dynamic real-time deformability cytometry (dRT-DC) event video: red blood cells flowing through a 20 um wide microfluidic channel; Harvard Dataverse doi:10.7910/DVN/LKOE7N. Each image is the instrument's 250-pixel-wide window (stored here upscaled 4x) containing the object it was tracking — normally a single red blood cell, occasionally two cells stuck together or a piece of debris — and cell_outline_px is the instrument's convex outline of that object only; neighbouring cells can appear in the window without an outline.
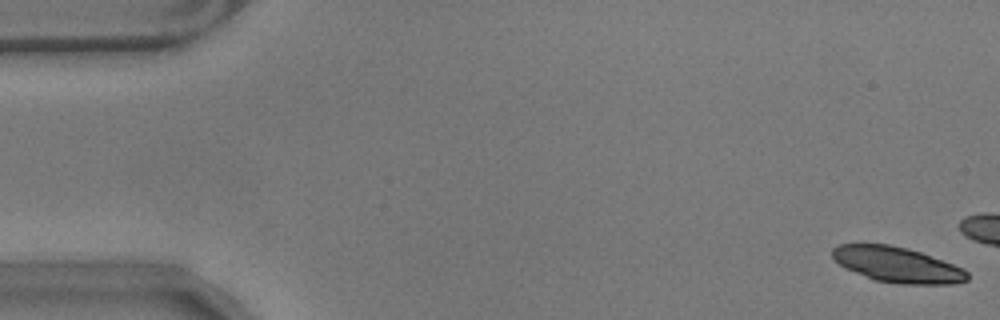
{"species": "common noctule bat (a hibernating species)", "species_latin": "Nyctalus noctula", "temperature_condition": "warm", "stored_images_in_passage": 12, "camera_frame_rate_fps": 3000, "um_per_image_px": 0.085, "animal": {"sex": "male", "body_mass_g": 17.9}, "frame": {"image": 1, "passage_image": 1, "time_ms": 0.0, "image_size_px": [1000, 320], "cell_outline_px": [[968, 280], [956, 284], [900, 284], [876, 280], [844, 268], [832, 256], [832, 248], [840, 244], [888, 244], [908, 248], [920, 252], [964, 268], [968, 272]], "centroid_in_image_um": [76.29, 22.5], "position_along_channel_um": 8.7, "area_um2": 27.8}}